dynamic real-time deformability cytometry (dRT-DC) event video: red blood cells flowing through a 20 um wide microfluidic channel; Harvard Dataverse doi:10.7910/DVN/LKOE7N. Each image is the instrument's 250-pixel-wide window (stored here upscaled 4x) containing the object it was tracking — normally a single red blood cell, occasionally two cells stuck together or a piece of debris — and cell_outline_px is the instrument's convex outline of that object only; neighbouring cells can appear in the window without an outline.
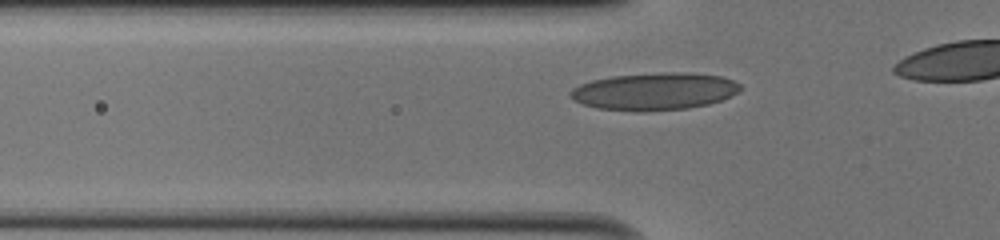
{"species": "human", "species_latin": "Homo sapiens", "temperature_condition": "cold", "stored_images_in_passage": 11, "camera_frame_rate_fps": 3000, "um_per_image_px": 0.085, "donor": {"sex": "male"}, "frame": {"image": 1, "passage_image": 5, "time_ms": 1.333, "image_size_px": [1000, 240], "cell_outline_px": [[740, 88], [736, 92], [720, 100], [708, 104], [688, 108], [644, 112], [636, 112], [596, 108], [572, 100], [568, 96], [568, 92], [572, 88], [580, 84], [592, 80], [612, 76], [660, 72], [684, 72], [720, 76], [732, 80], [740, 84]], "centroid_in_image_um": [55.55, 7.77], "position_along_channel_um": 70.3, "area_um2": 37.11}}
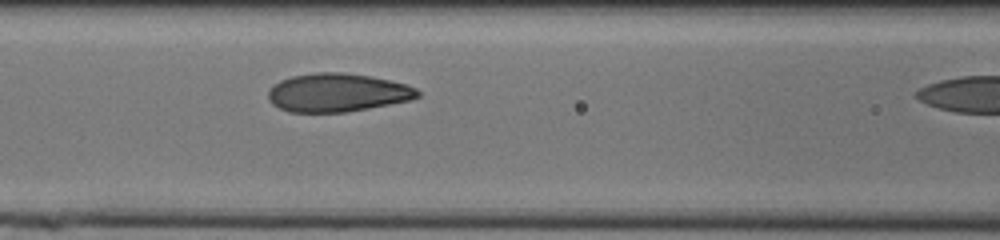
{"frame": {"image": 2, "passage_image": 10, "time_ms": 3.0, "image_size_px": [1000, 240], "cell_outline_px": [[420, 96], [408, 100], [368, 108], [344, 112], [288, 112], [272, 104], [268, 100], [268, 92], [272, 84], [280, 80], [292, 76], [316, 72], [344, 72], [372, 76], [404, 84], [416, 88], [420, 92]], "centroid_in_image_um": [28.63, 7.86], "position_along_channel_um": 138.0, "area_um2": 33.41}}